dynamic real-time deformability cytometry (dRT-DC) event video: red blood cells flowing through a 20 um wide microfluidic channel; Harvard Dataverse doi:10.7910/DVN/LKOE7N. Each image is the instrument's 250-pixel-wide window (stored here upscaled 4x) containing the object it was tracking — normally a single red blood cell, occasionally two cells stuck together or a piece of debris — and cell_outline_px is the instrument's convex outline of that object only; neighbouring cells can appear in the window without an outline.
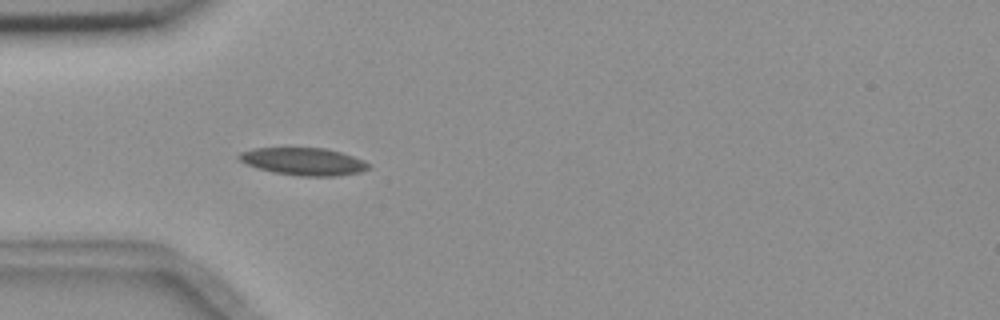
{"species": "common noctule bat (a hibernating species)", "species_latin": "Nyctalus noctula", "temperature_condition": "room temperature", "stored_images_in_passage": 4, "camera_frame_rate_fps": 3000, "um_per_image_px": 0.085, "animal": {"sex": "female", "body_mass_g": 18.4}, "frame": {"image": 1, "passage_image": 4, "time_ms": 3.667, "image_size_px": [1000, 320], "cell_outline_px": [[372, 168], [360, 172], [336, 176], [300, 176], [272, 172], [256, 168], [240, 160], [236, 156], [240, 152], [252, 148], [324, 148], [340, 152], [364, 160]], "centroid_in_image_um": [25.79, 13.73], "position_along_channel_um": 59.2, "area_um2": 20.75}}